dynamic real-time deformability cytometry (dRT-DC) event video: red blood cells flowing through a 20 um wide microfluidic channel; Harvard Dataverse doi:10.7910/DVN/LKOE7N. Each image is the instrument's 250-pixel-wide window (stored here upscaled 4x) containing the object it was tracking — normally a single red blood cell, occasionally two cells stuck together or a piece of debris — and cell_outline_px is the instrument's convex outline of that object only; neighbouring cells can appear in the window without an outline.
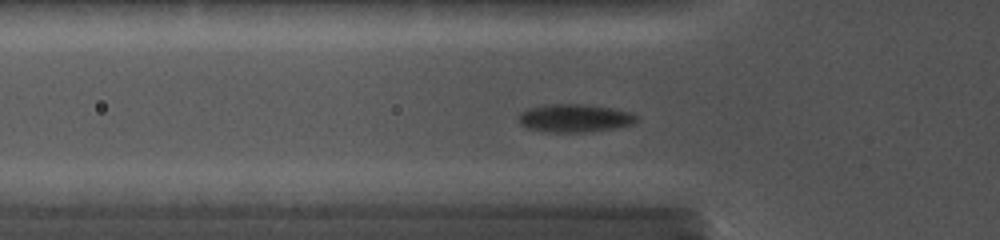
{"species": "common noctule bat (a hibernating species)", "species_latin": "Nyctalus noctula", "temperature_condition": "cold", "stored_images_in_passage": 36, "camera_frame_rate_fps": 5000, "um_per_image_px": 0.085, "animal": {"sex": "female", "body_mass_g": 19.0, "forearm_length_mm": 56.7}, "frame": {"image": 1, "passage_image": 12, "time_ms": 4.6, "image_size_px": [1000, 240], "cell_outline_px": [[640, 120], [632, 124], [612, 128], [584, 132], [548, 132], [528, 128], [520, 124], [516, 116], [520, 112], [528, 108], [544, 104], [584, 104], [612, 108], [628, 112], [640, 116]], "centroid_in_image_um": [48.81, 10.03], "position_along_channel_um": 77.0, "area_um2": 19.42}}
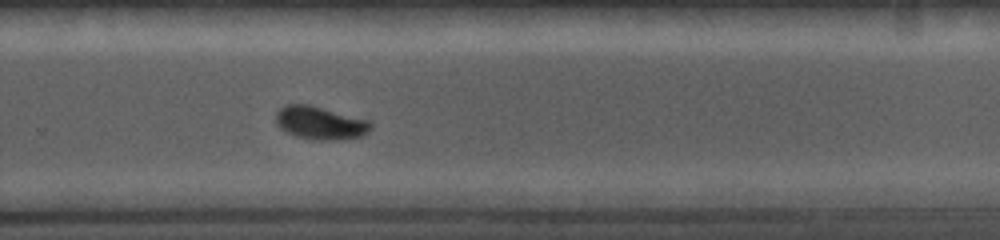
{"frame": {"image": 2, "passage_image": 25, "time_ms": 10.2, "image_size_px": [1000, 240], "cell_outline_px": [[372, 124], [368, 132], [360, 136], [332, 140], [320, 140], [296, 136], [280, 128], [276, 124], [276, 112], [280, 108], [288, 104], [308, 104], [372, 120]], "centroid_in_image_um": [27.23, 10.43], "position_along_channel_um": 302.6, "area_um2": 18.21}}
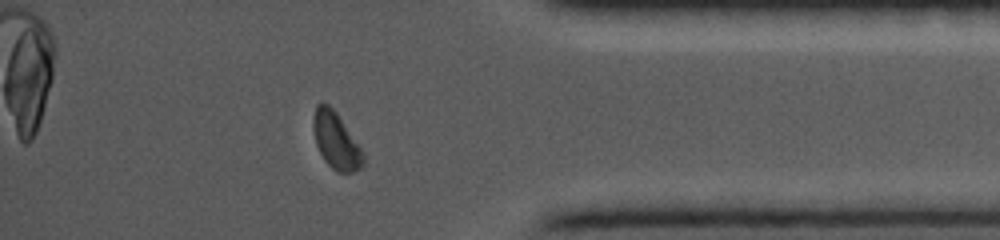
{"frame": {"image": 3, "passage_image": 32, "time_ms": 13.0, "image_size_px": [1000, 240], "cell_outline_px": [[364, 164], [360, 168], [352, 172], [336, 172], [324, 160], [316, 144], [312, 128], [312, 120], [316, 104], [320, 100], [328, 104], [336, 112], [360, 144], [364, 156]], "centroid_in_image_um": [28.55, 11.92], "position_along_channel_um": 406.7, "area_um2": 16.76}}